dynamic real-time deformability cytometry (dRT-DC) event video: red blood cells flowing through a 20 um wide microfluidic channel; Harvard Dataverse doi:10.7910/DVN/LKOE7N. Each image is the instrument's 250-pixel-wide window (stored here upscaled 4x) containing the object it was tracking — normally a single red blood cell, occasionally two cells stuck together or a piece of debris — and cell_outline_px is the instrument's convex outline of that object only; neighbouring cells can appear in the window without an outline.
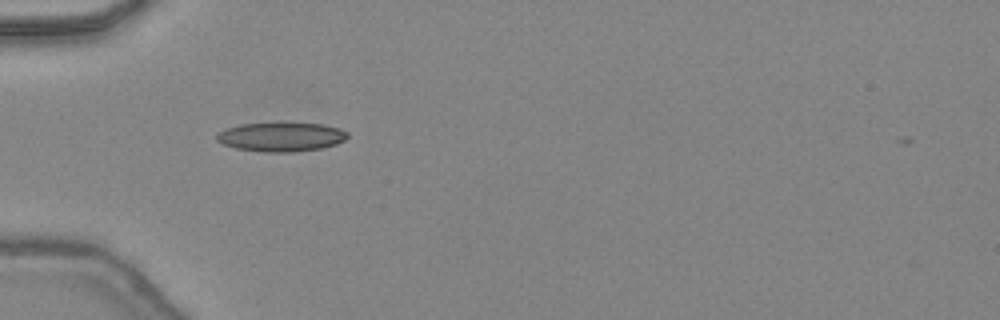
{"species": "common noctule bat (a hibernating species)", "species_latin": "Nyctalus noctula", "temperature_condition": "warm", "stored_images_in_passage": 33, "camera_frame_rate_fps": 3000, "um_per_image_px": 0.085, "animal": {"sex": "female", "body_mass_g": 24.6, "forearm_length_mm": 56.2}, "frame": {"image": 1, "passage_image": 2, "time_ms": 0.333, "image_size_px": [1000, 320], "cell_outline_px": [[348, 136], [344, 140], [336, 144], [320, 148], [292, 152], [264, 152], [236, 148], [224, 144], [216, 140], [216, 132], [224, 128], [240, 124], [320, 124], [340, 128], [348, 132]], "centroid_in_image_um": [23.86, 11.64], "position_along_channel_um": 61.1, "area_um2": 21.91}}
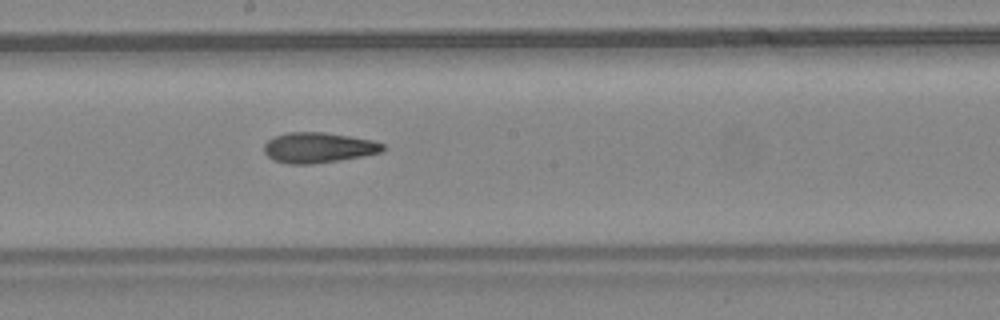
{"frame": {"image": 2, "passage_image": 13, "time_ms": 4.0, "image_size_px": [1000, 320], "cell_outline_px": [[384, 152], [364, 156], [340, 160], [312, 164], [288, 164], [272, 160], [264, 152], [264, 144], [268, 140], [276, 136], [288, 132], [324, 132], [372, 140], [384, 144]], "centroid_in_image_um": [27.06, 12.56], "position_along_channel_um": 221.1, "area_um2": 21.1}}
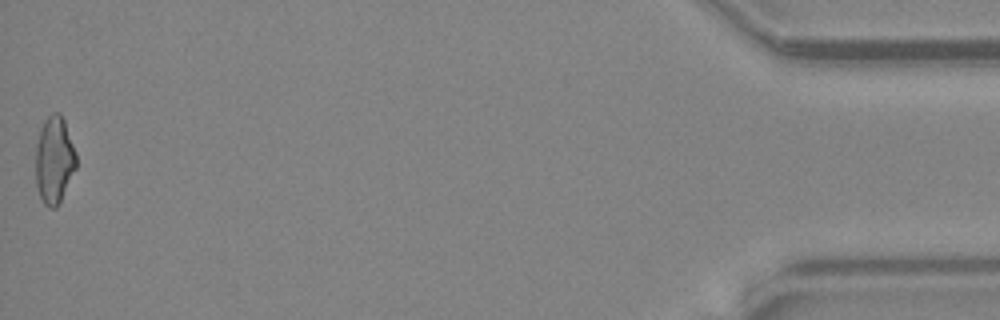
{"frame": {"image": 3, "passage_image": 33, "time_ms": 10.667, "image_size_px": [1000, 320], "cell_outline_px": [[76, 168], [60, 204], [56, 208], [48, 208], [44, 204], [40, 196], [36, 184], [36, 144], [40, 128], [44, 120], [52, 112], [60, 112], [64, 120], [76, 152]], "centroid_in_image_um": [4.61, 13.61], "position_along_channel_um": 430.6, "area_um2": 20.87}, "authors_computed_cell_mechanics": {"area_um2": 20.6346, "velocity_mm_per_s": 4.4984, "shape_relaxation_time_tau1_ms": null, "shape_relaxation_time_tau2_ms": 4.6646, "deformation_change_tau1": null, "deformation_change_tau2": 0.1514}}